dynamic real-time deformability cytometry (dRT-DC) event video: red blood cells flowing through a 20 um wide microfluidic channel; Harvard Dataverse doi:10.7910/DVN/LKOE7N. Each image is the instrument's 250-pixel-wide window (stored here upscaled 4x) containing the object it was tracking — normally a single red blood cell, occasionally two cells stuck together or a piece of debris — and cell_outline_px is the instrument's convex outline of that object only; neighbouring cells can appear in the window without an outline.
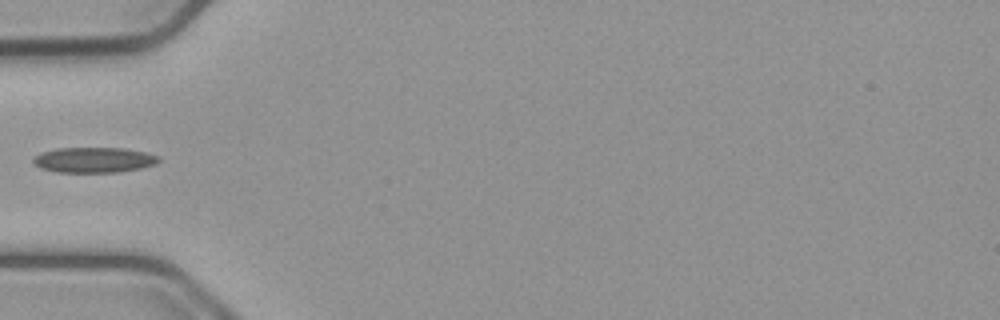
{"species": "common noctule bat (a hibernating species)", "species_latin": "Nyctalus noctula", "temperature_condition": "cold", "stored_images_in_passage": 6, "camera_frame_rate_fps": 3000, "um_per_image_px": 0.085, "animal": {"sex": "male", "body_mass_g": 23.1, "forearm_length_mm": 52.7}, "frame": {"image": 1, "passage_image": 1, "time_ms": 0.0, "image_size_px": [1000, 320], "cell_outline_px": [[160, 160], [156, 164], [140, 168], [120, 172], [56, 172], [40, 168], [32, 160], [36, 156], [44, 152], [60, 148], [124, 148], [144, 152], [160, 156]], "centroid_in_image_um": [8.03, 13.6], "position_along_channel_um": 77.0, "area_um2": 18.38}}